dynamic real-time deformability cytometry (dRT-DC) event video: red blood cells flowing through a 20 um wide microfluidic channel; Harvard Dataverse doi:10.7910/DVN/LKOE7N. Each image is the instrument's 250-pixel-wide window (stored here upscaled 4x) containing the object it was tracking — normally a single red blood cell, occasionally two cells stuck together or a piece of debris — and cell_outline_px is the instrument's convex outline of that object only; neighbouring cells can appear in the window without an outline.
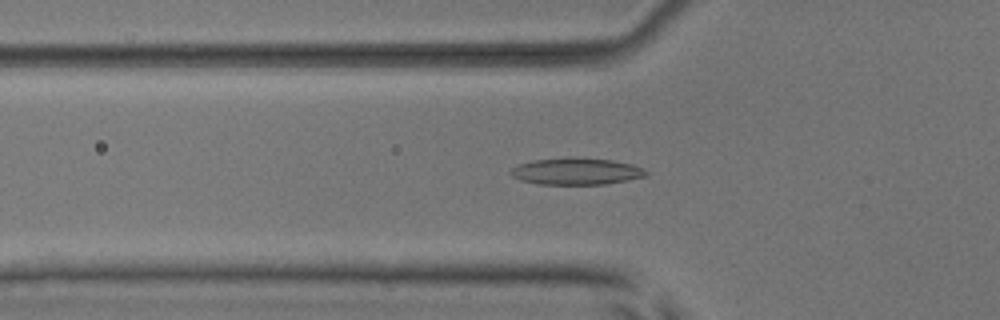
{"species": "common noctule bat (a hibernating species)", "species_latin": "Nyctalus noctula", "temperature_condition": "room temperature", "stored_images_in_passage": 53, "camera_frame_rate_fps": 3000, "um_per_image_px": 0.085, "animal": {"sex": "male", "body_mass_g": 17.9, "forearm_length_mm": 54.2}, "frame": {"image": 1, "passage_image": 19, "time_ms": 6.0, "image_size_px": [1000, 320], "cell_outline_px": [[648, 172], [644, 176], [628, 180], [604, 184], [540, 184], [520, 180], [512, 176], [508, 172], [512, 168], [520, 164], [532, 160], [568, 156], [572, 156], [612, 160], [632, 164]], "centroid_in_image_um": [48.94, 14.54], "position_along_channel_um": 76.9, "area_um2": 21.21}}
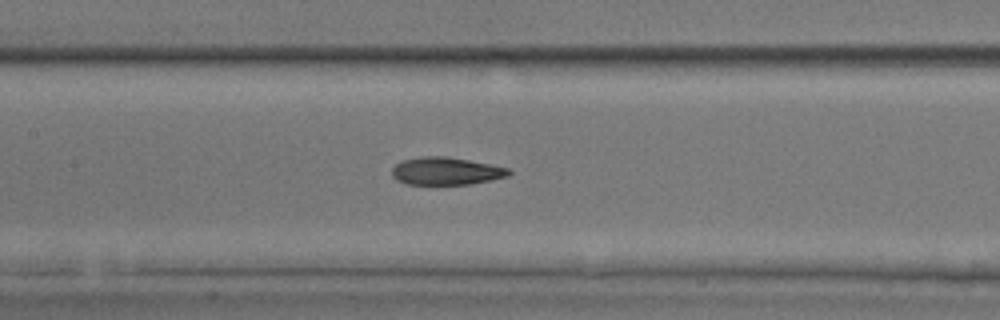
{"frame": {"image": 2, "passage_image": 26, "time_ms": 8.333, "image_size_px": [1000, 320], "cell_outline_px": [[512, 172], [508, 176], [492, 180], [468, 184], [408, 184], [396, 180], [392, 176], [392, 168], [400, 160], [424, 156], [444, 156], [492, 164], [512, 168]], "centroid_in_image_um": [37.94, 14.53], "position_along_channel_um": 169.5, "area_um2": 18.96}}
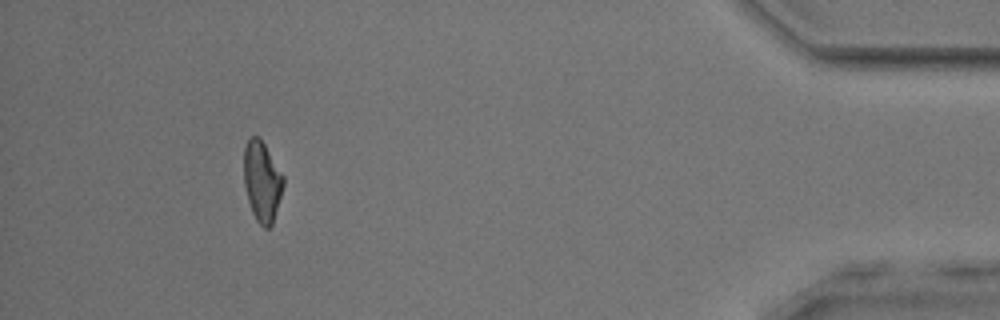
{"frame": {"image": 3, "passage_image": 49, "time_ms": 16.0, "image_size_px": [1000, 320], "cell_outline_px": [[284, 184], [272, 224], [268, 228], [264, 228], [256, 220], [252, 212], [248, 200], [244, 184], [244, 148], [248, 140], [252, 136], [260, 136], [284, 176]], "centroid_in_image_um": [22.27, 15.39], "position_along_channel_um": 412.9, "area_um2": 18.44}, "authors_computed_cell_mechanics": {"area_um2": 19.4208, "velocity_mm_per_s": 3.9536, "shape_relaxation_time_tau1_ms": 4.4916, "shape_relaxation_time_tau2_ms": 2.1881, "deformation_change_tau1": 0.1593, "deformation_change_tau2": 0.0973}}